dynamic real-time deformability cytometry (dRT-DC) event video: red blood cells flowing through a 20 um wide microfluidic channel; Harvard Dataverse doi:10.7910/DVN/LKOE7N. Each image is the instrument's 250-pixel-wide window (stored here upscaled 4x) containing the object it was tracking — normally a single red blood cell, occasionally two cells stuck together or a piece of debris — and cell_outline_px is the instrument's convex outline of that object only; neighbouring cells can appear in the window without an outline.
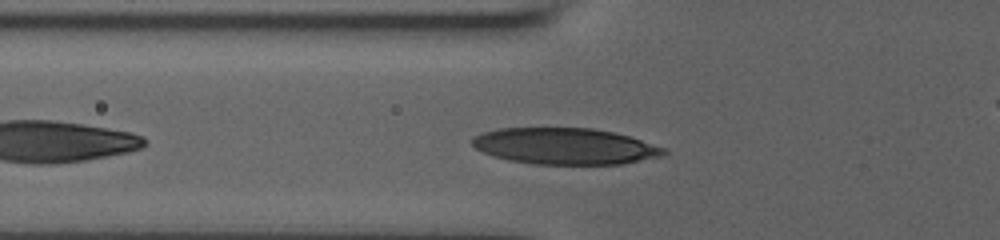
{"species": "human", "species_latin": "Homo sapiens", "temperature_condition": "room temperature", "stored_images_in_passage": 32, "camera_frame_rate_fps": 3000, "um_per_image_px": 0.085, "donor": {"sex": "male"}, "frame": {"image": 1, "passage_image": 5, "time_ms": 1.333, "image_size_px": [1000, 240], "cell_outline_px": [[668, 152], [660, 156], [624, 164], [536, 164], [508, 160], [492, 156], [476, 148], [472, 144], [472, 136], [484, 132], [500, 128], [592, 128], [612, 132], [628, 136], [664, 148]], "centroid_in_image_um": [47.99, 12.43], "position_along_channel_um": 77.8, "area_um2": 40.34}}
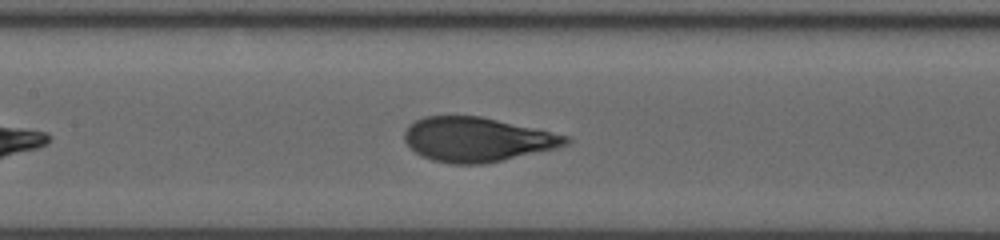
{"frame": {"image": 2, "passage_image": 12, "time_ms": 3.667, "image_size_px": [1000, 240], "cell_outline_px": [[572, 140], [568, 144], [556, 148], [484, 164], [452, 164], [432, 160], [420, 156], [404, 140], [404, 132], [408, 124], [424, 116], [480, 116], [568, 136]], "centroid_in_image_um": [40.51, 11.86], "position_along_channel_um": 166.9, "area_um2": 41.44}}
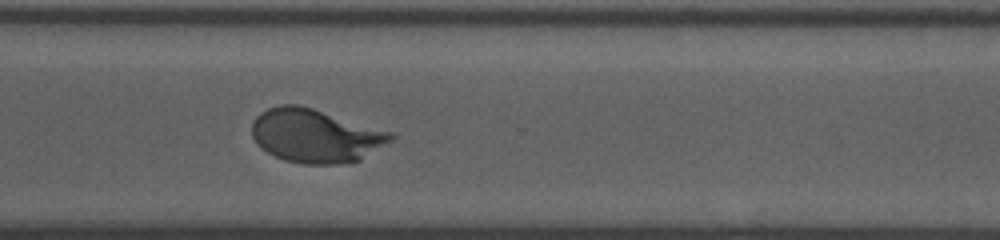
{"frame": {"image": 3, "passage_image": 26, "time_ms": 8.333, "image_size_px": [1000, 240], "cell_outline_px": [[396, 136], [392, 140], [360, 160], [336, 164], [304, 164], [284, 160], [260, 148], [252, 136], [252, 120], [260, 112], [268, 108], [280, 104], [296, 104], [312, 108], [392, 132]], "centroid_in_image_um": [26.79, 11.53], "position_along_channel_um": 343.8, "area_um2": 43.23}, "authors_computed_cell_mechanics": {"area_um2": 42.3963, "velocity_mm_per_s": 3.7981, "shape_relaxation_time_tau1_ms": 3.4005, "shape_relaxation_time_tau2_ms": null, "deformation_change_tau1": 0.2026, "deformation_change_tau2": null}}